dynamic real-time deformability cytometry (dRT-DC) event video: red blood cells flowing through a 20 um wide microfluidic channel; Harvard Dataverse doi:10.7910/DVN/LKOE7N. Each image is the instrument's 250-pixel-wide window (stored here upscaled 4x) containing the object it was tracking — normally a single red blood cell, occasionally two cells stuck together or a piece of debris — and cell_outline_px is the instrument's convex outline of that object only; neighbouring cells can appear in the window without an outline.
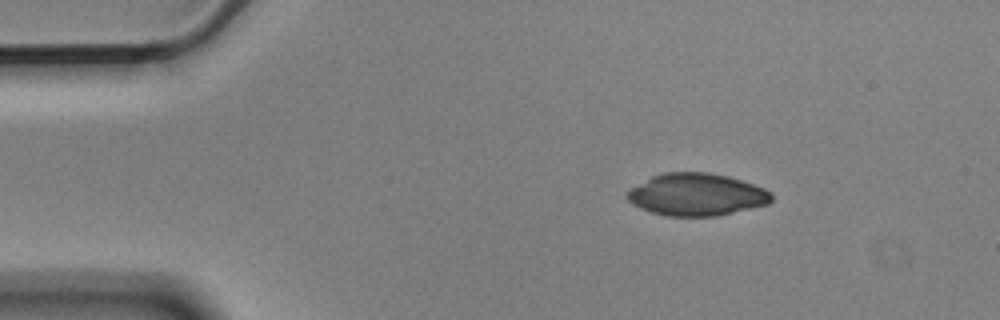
{"species": "Egyptian fruit bat (a non-hibernating species)", "species_latin": "Rousettus aegyptiacus", "temperature_condition": "cold", "stored_images_in_passage": 3, "camera_frame_rate_fps": 3000, "um_per_image_px": 0.085, "animal": {"sex": "male"}, "frame": {"image": 1, "passage_image": 1, "time_ms": 0.0, "image_size_px": [1000, 320], "cell_outline_px": [[772, 200], [768, 204], [716, 216], [664, 216], [640, 208], [632, 204], [628, 200], [628, 188], [652, 176], [664, 172], [708, 172], [728, 176], [764, 188], [772, 192]], "centroid_in_image_um": [59.19, 16.53], "position_along_channel_um": 25.8, "area_um2": 35.6}}